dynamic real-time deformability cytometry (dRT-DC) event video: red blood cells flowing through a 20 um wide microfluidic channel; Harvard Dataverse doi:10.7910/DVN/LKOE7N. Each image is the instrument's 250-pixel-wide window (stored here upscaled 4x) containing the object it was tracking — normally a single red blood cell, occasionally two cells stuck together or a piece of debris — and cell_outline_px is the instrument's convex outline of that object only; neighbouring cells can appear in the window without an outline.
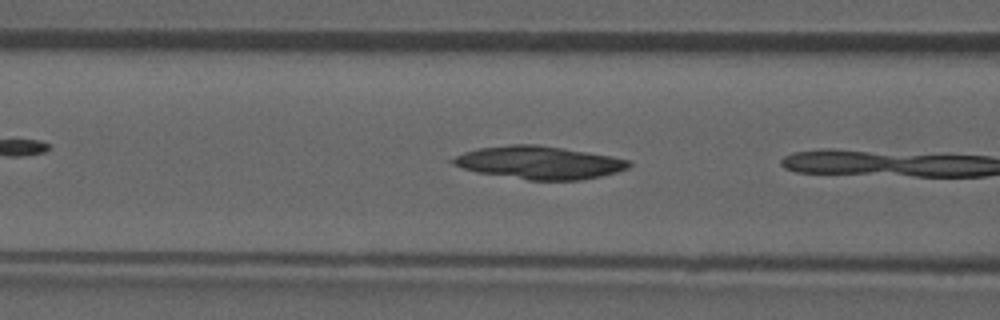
{"species": "common noctule bat (a hibernating species)", "species_latin": "Nyctalus noctula", "temperature_condition": "room temperature", "stored_images_in_passage": 5, "camera_frame_rate_fps": 3000, "um_per_image_px": 0.085, "animal": {"sex": "male", "forearm_length_mm": 52.5}, "frame": {"image": 1, "passage_image": 4, "time_ms": 1.0, "image_size_px": [1000, 320], "cell_outline_px": [[632, 164], [628, 168], [616, 172], [600, 176], [580, 180], [528, 180], [476, 172], [452, 164], [448, 160], [464, 152], [480, 148], [512, 144], [536, 144], [608, 156], [628, 160]], "centroid_in_image_um": [45.78, 13.83], "position_along_channel_um": 120.8, "area_um2": 33.29}}